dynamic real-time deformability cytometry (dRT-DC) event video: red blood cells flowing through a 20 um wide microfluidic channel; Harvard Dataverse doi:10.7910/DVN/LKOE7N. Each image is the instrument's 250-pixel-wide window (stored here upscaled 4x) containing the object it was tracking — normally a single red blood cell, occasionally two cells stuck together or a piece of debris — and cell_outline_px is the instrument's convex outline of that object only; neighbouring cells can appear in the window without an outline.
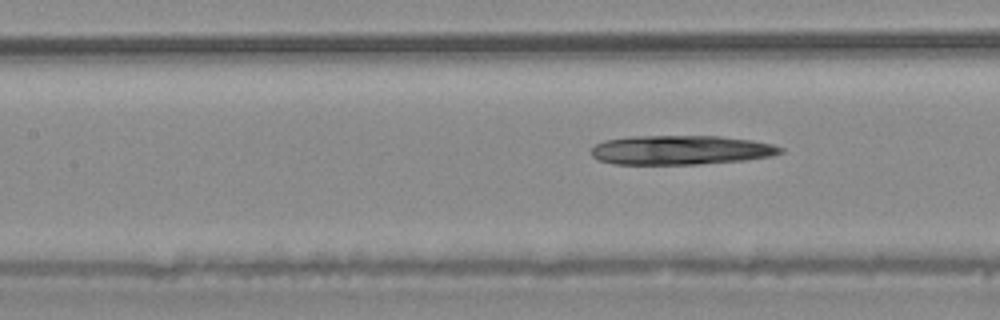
{"species": "common noctule bat (a hibernating species)", "species_latin": "Nyctalus noctula", "temperature_condition": "warm", "stored_images_in_passage": 7, "segment_of_instrument_passage": [2, 2], "camera_frame_rate_fps": 3000, "um_per_image_px": 0.085, "animal": {"sex": "male", "body_mass_g": 20.4}, "frame": {"image": 1, "passage_image": 7, "time_ms": 2.0, "image_size_px": [1000, 320], "cell_outline_px": [[784, 152], [772, 156], [744, 160], [696, 164], [616, 164], [596, 160], [592, 156], [592, 148], [596, 144], [604, 140], [632, 136], [720, 136], [752, 140], [772, 144], [784, 148]], "centroid_in_image_um": [57.87, 12.75], "position_along_channel_um": 149.5, "area_um2": 32.37}}